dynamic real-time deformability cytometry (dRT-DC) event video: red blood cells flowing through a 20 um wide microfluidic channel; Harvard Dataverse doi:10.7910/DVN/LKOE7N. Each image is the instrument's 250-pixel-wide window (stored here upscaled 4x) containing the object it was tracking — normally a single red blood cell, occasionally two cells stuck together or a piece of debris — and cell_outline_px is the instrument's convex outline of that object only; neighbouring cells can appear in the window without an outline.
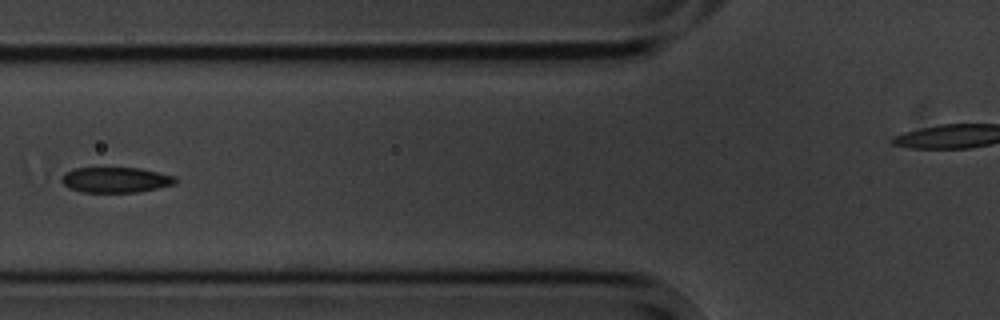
{"species": "common noctule bat (a hibernating species)", "species_latin": "Nyctalus noctula", "temperature_condition": "cold", "stored_images_in_passage": 15, "segment_of_instrument_passage": [1, 2], "camera_frame_rate_fps": 3000, "um_per_image_px": 0.085, "animal": {"sex": "male", "body_mass_g": 20.1, "forearm_length_mm": 53.5}, "frame": {"image": 1, "passage_image": 5, "time_ms": 5.667, "image_size_px": [1000, 320], "cell_outline_px": [[176, 184], [136, 192], [80, 192], [68, 188], [60, 180], [64, 172], [76, 168], [140, 168], [176, 176]], "centroid_in_image_um": [9.81, 15.29], "position_along_channel_um": 116.0, "area_um2": 16.88}}
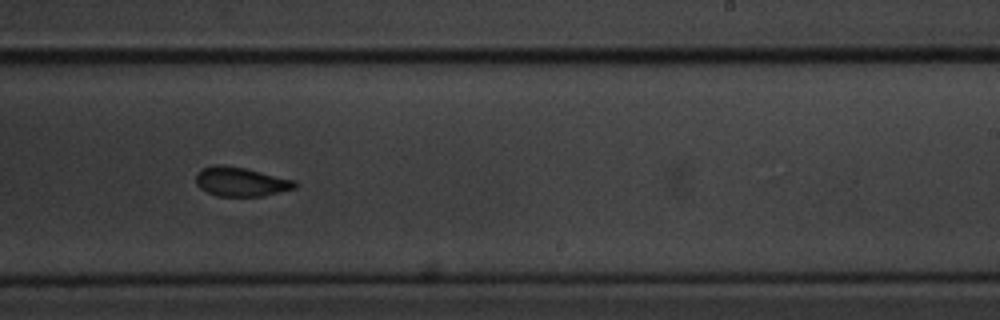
{"frame": {"image": 2, "passage_image": 9, "time_ms": 10.0, "image_size_px": [1000, 320], "cell_outline_px": [[296, 188], [260, 196], [216, 196], [200, 188], [196, 184], [196, 172], [200, 168], [212, 164], [224, 164], [244, 168], [296, 180]], "centroid_in_image_um": [20.42, 15.42], "position_along_channel_um": 268.6, "area_um2": 16.94}}
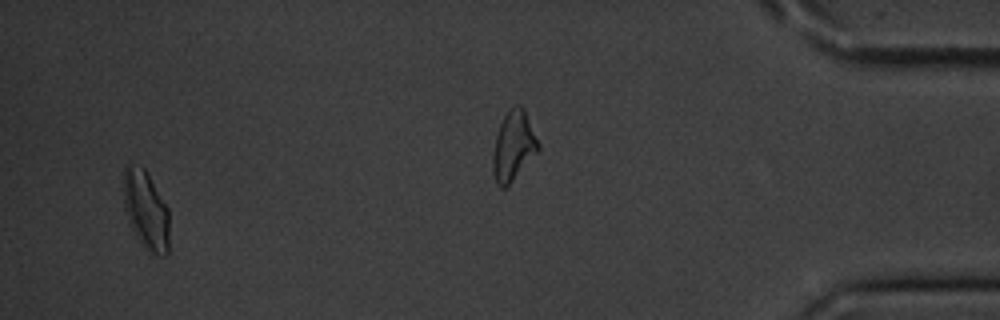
{"frame": {"image": 3, "passage_image": 14, "time_ms": 16.667, "image_size_px": [1000, 320], "cell_outline_px": [[168, 256], [160, 256], [144, 248], [140, 244], [128, 220], [124, 208], [124, 168], [128, 164], [144, 168], [168, 208]], "centroid_in_image_um": [12.4, 17.9], "position_along_channel_um": 422.8, "area_um2": 20.75}}